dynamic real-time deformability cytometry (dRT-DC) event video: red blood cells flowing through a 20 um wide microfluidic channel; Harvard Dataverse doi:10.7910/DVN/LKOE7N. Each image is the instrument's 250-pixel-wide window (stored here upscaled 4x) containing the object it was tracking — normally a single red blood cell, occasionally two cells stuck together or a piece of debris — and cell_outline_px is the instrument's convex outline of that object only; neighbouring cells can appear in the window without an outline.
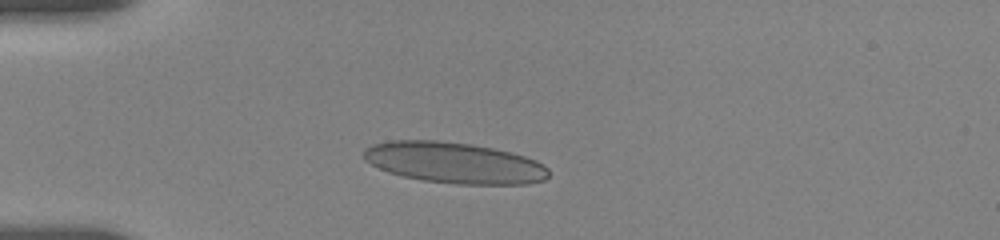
{"species": "human", "species_latin": "Homo sapiens", "temperature_condition": "room temperature", "stored_images_in_passage": 26, "camera_frame_rate_fps": 3000, "um_per_image_px": 0.085, "donor": {"sex": "female"}, "frame": {"image": 1, "passage_image": 12, "time_ms": 3.667, "image_size_px": [1000, 240], "cell_outline_px": [[548, 176], [544, 180], [528, 184], [456, 184], [424, 180], [404, 176], [388, 172], [364, 160], [364, 152], [372, 144], [392, 140], [436, 140], [472, 144], [512, 152], [536, 160], [544, 164], [548, 168]], "centroid_in_image_um": [38.65, 13.83], "position_along_channel_um": 46.4, "area_um2": 44.1}}
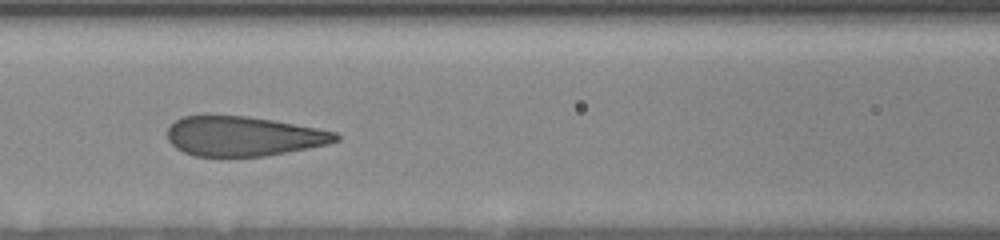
{"frame": {"image": 2, "passage_image": 19, "time_ms": 7.0, "image_size_px": [1000, 240], "cell_outline_px": [[340, 140], [328, 144], [308, 148], [264, 156], [228, 160], [220, 160], [196, 156], [184, 152], [176, 148], [168, 140], [168, 128], [176, 120], [184, 116], [248, 116], [272, 120], [316, 128], [336, 132], [340, 136]], "centroid_in_image_um": [20.66, 11.63], "position_along_channel_um": 145.9, "area_um2": 39.65}}
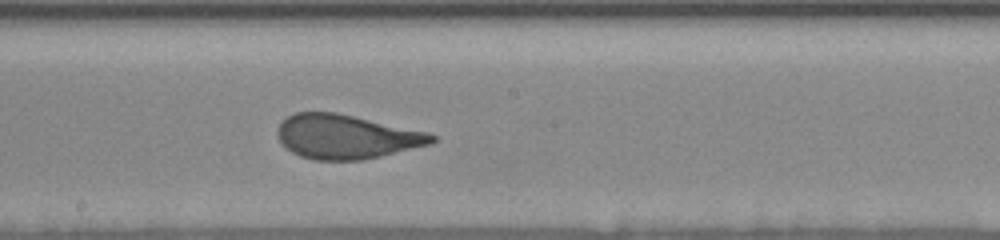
{"frame": {"image": 3, "passage_image": 26, "time_ms": 9.0, "image_size_px": [1000, 240], "cell_outline_px": [[436, 140], [432, 144], [380, 156], [360, 160], [316, 160], [300, 156], [292, 152], [280, 140], [276, 132], [280, 124], [288, 116], [296, 112], [336, 112], [428, 132], [436, 136]], "centroid_in_image_um": [29.45, 11.62], "position_along_channel_um": 218.7, "area_um2": 39.48}}